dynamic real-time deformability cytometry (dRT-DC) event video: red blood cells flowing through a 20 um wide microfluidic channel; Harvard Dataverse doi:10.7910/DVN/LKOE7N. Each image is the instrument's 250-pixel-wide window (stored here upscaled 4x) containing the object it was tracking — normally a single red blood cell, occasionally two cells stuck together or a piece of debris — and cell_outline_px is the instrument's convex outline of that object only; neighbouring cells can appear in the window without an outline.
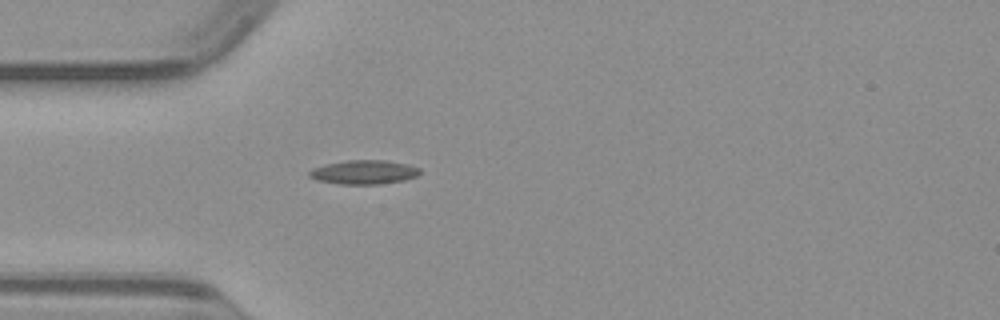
{"species": "common noctule bat (a hibernating species)", "species_latin": "Nyctalus noctula", "temperature_condition": "warm", "stored_images_in_passage": 37, "camera_frame_rate_fps": 3000, "um_per_image_px": 0.085, "animal": {"sex": "male", "body_mass_g": 23.1, "forearm_length_mm": 52.7}, "frame": {"image": 1, "passage_image": 1, "time_ms": 0.0, "image_size_px": [1000, 320], "cell_outline_px": [[420, 172], [416, 176], [404, 180], [380, 184], [340, 184], [316, 180], [308, 176], [308, 172], [312, 168], [324, 164], [344, 160], [384, 160], [408, 164], [420, 168]], "centroid_in_image_um": [30.9, 14.63], "position_along_channel_um": 54.1, "area_um2": 15.61}}
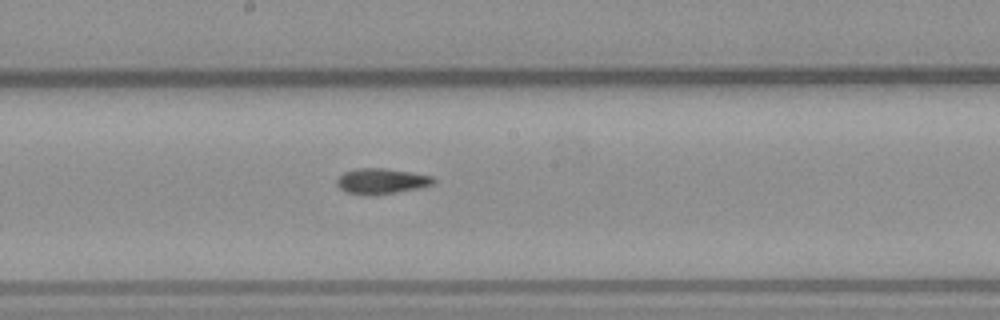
{"frame": {"image": 2, "passage_image": 13, "time_ms": 4.0, "image_size_px": [1000, 320], "cell_outline_px": [[436, 180], [432, 184], [416, 188], [392, 192], [348, 192], [340, 188], [336, 184], [336, 180], [344, 172], [356, 168], [384, 168], [432, 176]], "centroid_in_image_um": [32.41, 15.34], "position_along_channel_um": 215.8, "area_um2": 13.41}}
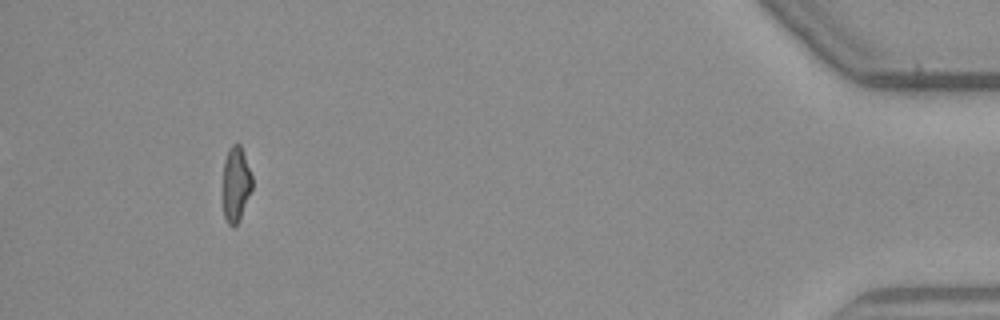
{"frame": {"image": 3, "passage_image": 33, "time_ms": 10.667, "image_size_px": [1000, 320], "cell_outline_px": [[252, 188], [240, 220], [236, 224], [228, 224], [224, 216], [224, 160], [228, 148], [232, 144], [240, 144], [252, 176]], "centroid_in_image_um": [20.06, 15.63], "position_along_channel_um": 415.1, "area_um2": 12.54}}